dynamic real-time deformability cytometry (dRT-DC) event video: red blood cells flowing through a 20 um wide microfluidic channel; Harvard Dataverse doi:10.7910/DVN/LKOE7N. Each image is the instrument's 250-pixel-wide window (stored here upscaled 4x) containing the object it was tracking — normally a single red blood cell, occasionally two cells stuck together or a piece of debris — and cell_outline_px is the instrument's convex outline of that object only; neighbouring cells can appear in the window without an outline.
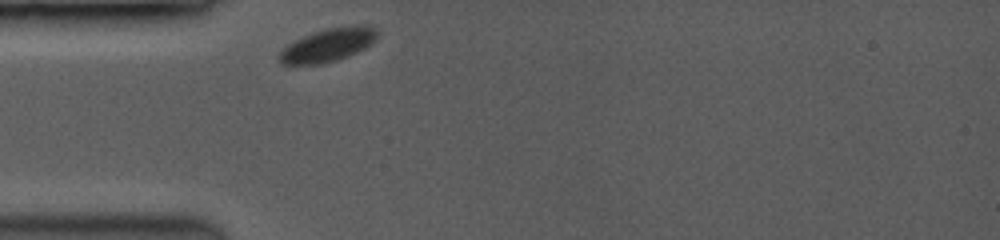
{"species": "common noctule bat (a hibernating species)", "species_latin": "Nyctalus noctula", "temperature_condition": "room temperature", "stored_images_in_passage": 11, "camera_frame_rate_fps": 3500, "um_per_image_px": 0.085, "animal": {"sex": "female", "body_mass_g": 19.0, "forearm_length_mm": 53.3}, "frame": {"image": 1, "passage_image": 1, "time_ms": 0.0, "image_size_px": [1000, 240], "cell_outline_px": [[376, 40], [372, 44], [348, 56], [336, 60], [320, 64], [280, 64], [276, 60], [276, 56], [288, 44], [300, 36], [312, 32], [328, 28], [348, 24], [364, 24], [376, 28]], "centroid_in_image_um": [27.86, 3.8], "position_along_channel_um": 57.1, "area_um2": 19.36}}
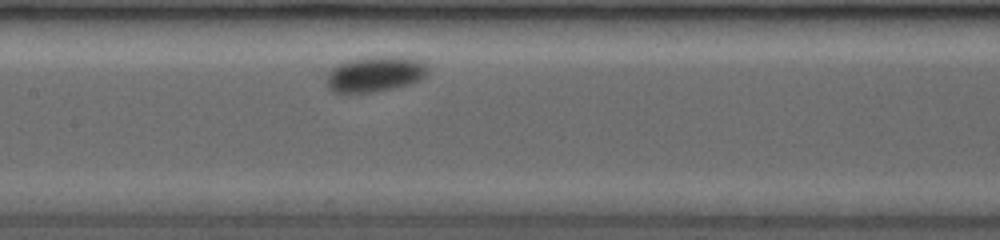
{"frame": {"image": 2, "passage_image": 7, "time_ms": 3.429, "image_size_px": [1000, 240], "cell_outline_px": [[428, 72], [420, 80], [412, 84], [392, 88], [368, 92], [336, 92], [328, 84], [328, 72], [336, 64], [348, 60], [372, 56], [408, 56], [424, 60], [428, 64]], "centroid_in_image_um": [31.98, 6.25], "position_along_channel_um": 175.4, "area_um2": 21.1}}
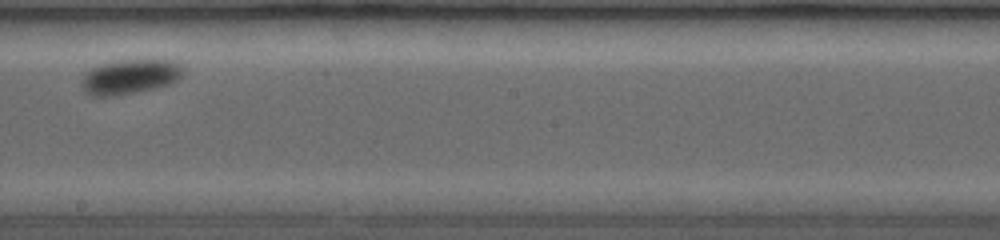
{"frame": {"image": 3, "passage_image": 10, "time_ms": 5.143, "image_size_px": [1000, 240], "cell_outline_px": [[188, 72], [184, 76], [168, 84], [152, 88], [128, 92], [100, 96], [84, 92], [80, 84], [80, 80], [92, 68], [100, 64], [116, 60], [180, 60]], "centroid_in_image_um": [11.14, 6.46], "position_along_channel_um": 237.1, "area_um2": 20.4}}